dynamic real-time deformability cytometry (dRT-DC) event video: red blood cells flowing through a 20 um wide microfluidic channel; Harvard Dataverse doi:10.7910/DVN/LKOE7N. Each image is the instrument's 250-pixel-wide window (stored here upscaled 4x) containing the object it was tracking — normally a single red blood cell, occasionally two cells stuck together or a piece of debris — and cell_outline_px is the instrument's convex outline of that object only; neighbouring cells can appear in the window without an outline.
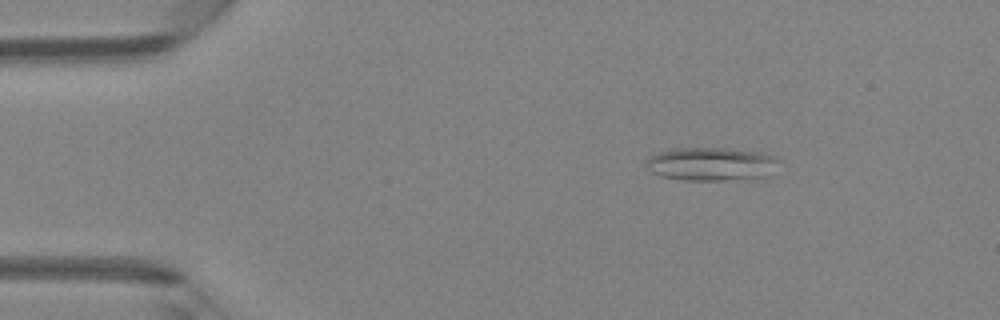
{"species": "Egyptian fruit bat (a non-hibernating species)", "species_latin": "Rousettus aegyptiacus", "temperature_condition": "room temperature", "stored_images_in_passage": 40, "camera_frame_rate_fps": 3000, "um_per_image_px": 0.085, "animal": {"sex": "female"}, "frame": {"image": 1, "passage_image": 1, "time_ms": 0.0, "image_size_px": [1000, 320], "cell_outline_px": [[784, 160], [768, 176], [720, 180], [684, 180], [660, 176], [652, 172], [644, 164], [648, 156], [656, 152], [676, 148], [728, 148], [756, 152], [776, 156]], "centroid_in_image_um": [60.46, 13.93], "position_along_channel_um": 24.5, "area_um2": 26.07}}
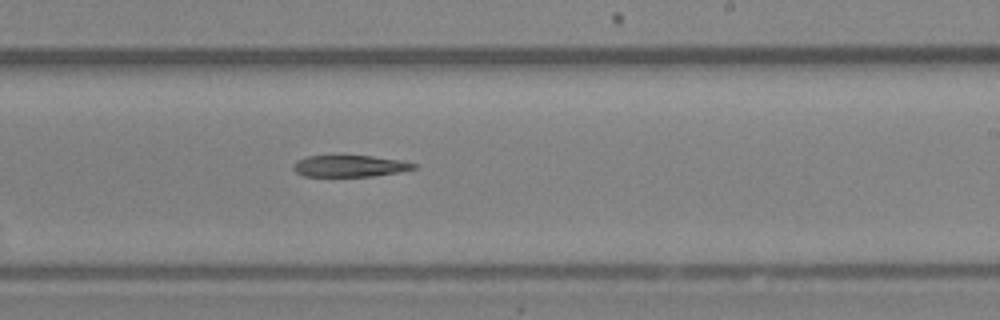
{"frame": {"image": 2, "passage_image": 22, "time_ms": 7.0, "image_size_px": [1000, 320], "cell_outline_px": [[416, 168], [400, 172], [372, 176], [304, 176], [296, 172], [292, 168], [292, 164], [296, 160], [308, 156], [372, 156], [400, 160], [416, 164]], "centroid_in_image_um": [29.7, 14.11], "position_along_channel_um": 259.3, "area_um2": 15.09}}
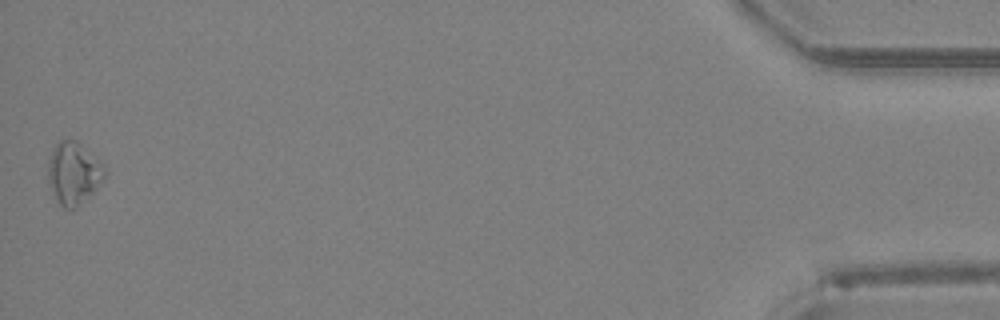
{"frame": {"image": 3, "passage_image": 40, "time_ms": 13.0, "image_size_px": [1000, 320], "cell_outline_px": [[108, 172], [96, 188], [76, 208], [64, 208], [56, 200], [48, 180], [48, 160], [52, 148], [60, 140], [76, 140], [100, 160]], "centroid_in_image_um": [6.25, 14.7], "position_along_channel_um": 428.9, "area_um2": 20.46}}